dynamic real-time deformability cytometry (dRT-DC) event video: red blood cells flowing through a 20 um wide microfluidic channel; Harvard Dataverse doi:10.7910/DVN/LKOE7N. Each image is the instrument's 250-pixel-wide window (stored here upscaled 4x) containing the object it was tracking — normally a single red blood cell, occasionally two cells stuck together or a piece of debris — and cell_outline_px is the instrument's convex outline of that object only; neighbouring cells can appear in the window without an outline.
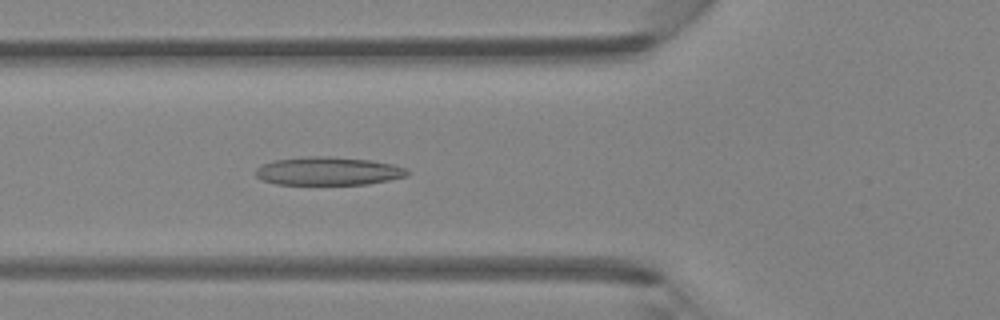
{"species": "Egyptian fruit bat (a non-hibernating species)", "species_latin": "Rousettus aegyptiacus", "temperature_condition": "room temperature", "stored_images_in_passage": 45, "camera_frame_rate_fps": 3000, "um_per_image_px": 0.085, "animal": {"sex": "female"}, "frame": {"image": 1, "passage_image": 16, "time_ms": 5.0, "image_size_px": [1000, 320], "cell_outline_px": [[412, 172], [408, 176], [368, 184], [276, 184], [260, 180], [256, 176], [256, 168], [264, 164], [276, 160], [304, 156], [332, 156], [368, 160], [392, 164], [404, 168]], "centroid_in_image_um": [27.9, 14.54], "position_along_channel_um": 97.9, "area_um2": 24.97}}
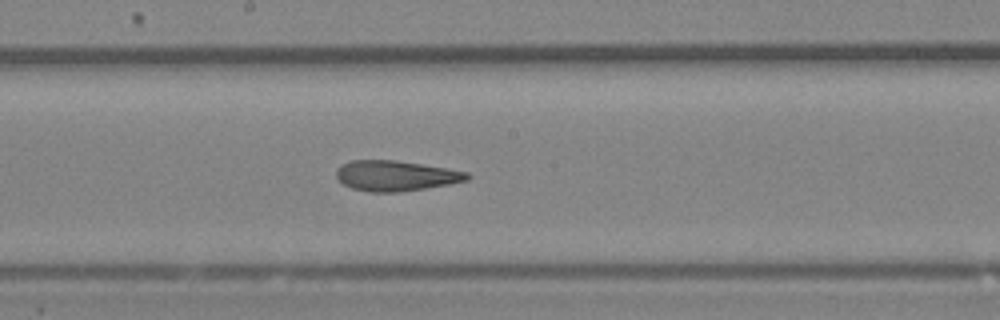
{"frame": {"image": 2, "passage_image": 24, "time_ms": 7.667, "image_size_px": [1000, 320], "cell_outline_px": [[472, 176], [468, 180], [448, 184], [400, 192], [368, 192], [352, 188], [344, 184], [336, 176], [336, 168], [340, 164], [352, 160], [396, 160], [448, 168], [468, 172]], "centroid_in_image_um": [33.63, 14.93], "position_along_channel_um": 214.6, "area_um2": 23.24}}
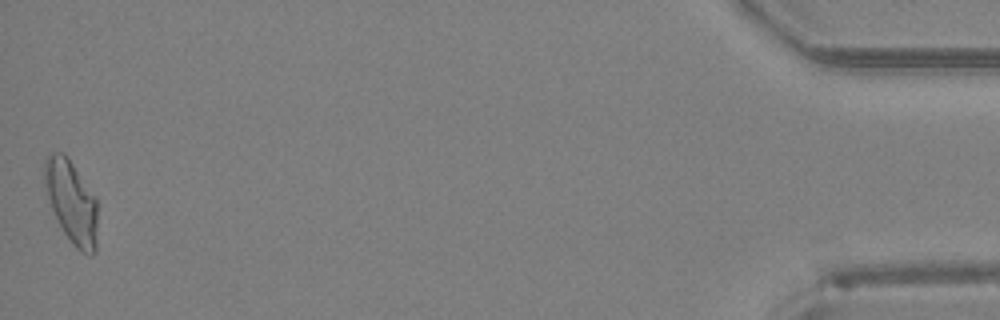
{"frame": {"image": 3, "passage_image": 45, "time_ms": 14.667, "image_size_px": [1000, 320], "cell_outline_px": [[96, 252], [92, 256], [80, 252], [72, 244], [64, 232], [52, 208], [44, 184], [44, 160], [52, 152], [64, 152], [96, 196]], "centroid_in_image_um": [6.08, 17.15], "position_along_channel_um": 429.1, "area_um2": 25.43}}